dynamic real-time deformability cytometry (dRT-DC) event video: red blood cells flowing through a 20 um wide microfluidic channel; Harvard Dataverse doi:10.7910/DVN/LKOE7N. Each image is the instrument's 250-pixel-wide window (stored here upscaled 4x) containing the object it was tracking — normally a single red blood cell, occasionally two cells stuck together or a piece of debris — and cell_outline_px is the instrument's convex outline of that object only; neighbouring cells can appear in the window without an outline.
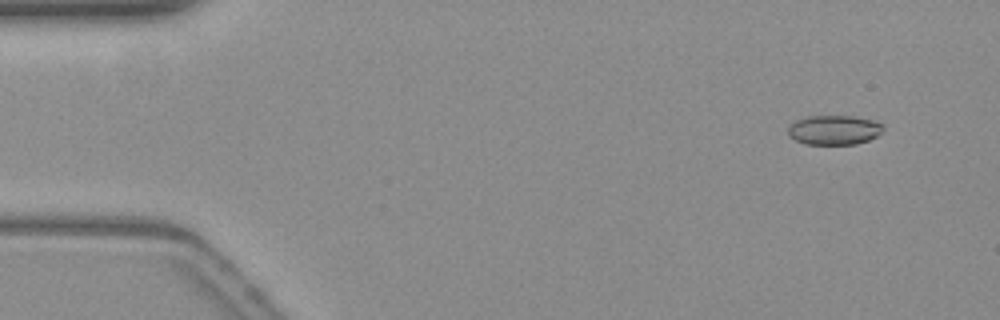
{"species": "common noctule bat (a hibernating species)", "species_latin": "Nyctalus noctula", "temperature_condition": "warm", "stored_images_in_passage": 19, "camera_frame_rate_fps": 3000, "um_per_image_px": 0.085, "animal": {"sex": "female", "body_mass_g": 19.3, "forearm_length_mm": 54.1}, "frame": {"image": 1, "passage_image": 1, "time_ms": 0.0, "image_size_px": [1000, 320], "cell_outline_px": [[884, 128], [876, 136], [868, 140], [856, 144], [808, 144], [796, 140], [788, 132], [788, 128], [796, 120], [808, 116], [852, 116], [872, 120], [880, 124]], "centroid_in_image_um": [70.9, 11.04], "position_along_channel_um": 14.1, "area_um2": 16.01}}
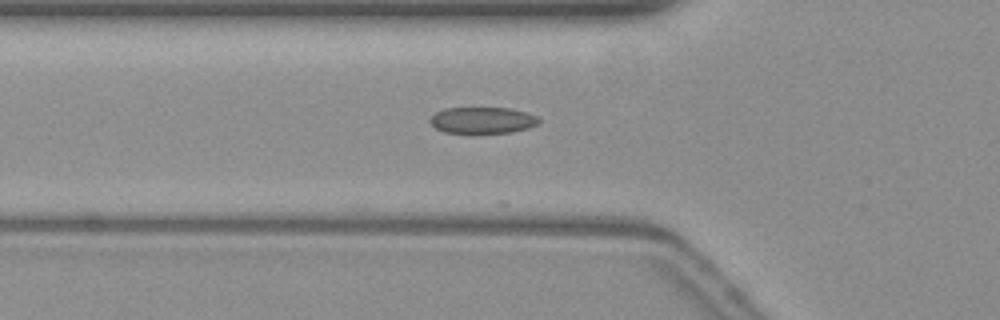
{"frame": {"image": 2, "passage_image": 15, "time_ms": 4.667, "image_size_px": [1000, 320], "cell_outline_px": [[540, 120], [536, 124], [528, 128], [512, 132], [472, 136], [444, 132], [436, 128], [428, 120], [436, 112], [444, 108], [508, 108], [524, 112], [536, 116]], "centroid_in_image_um": [40.95, 10.27], "position_along_channel_um": 84.8, "area_um2": 17.34}}
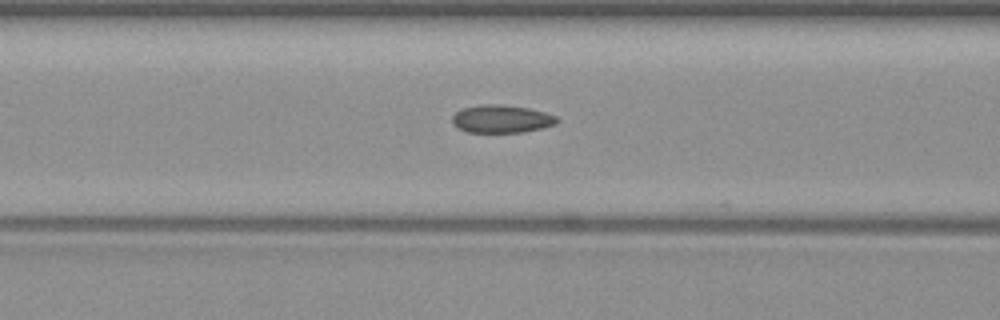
{"frame": {"image": 3, "passage_image": 18, "time_ms": 5.667, "image_size_px": [1000, 320], "cell_outline_px": [[560, 120], [556, 124], [544, 128], [520, 132], [468, 132], [456, 128], [452, 124], [452, 116], [456, 112], [464, 108], [480, 104], [500, 104], [528, 108], [544, 112], [556, 116]], "centroid_in_image_um": [42.62, 10.11], "position_along_channel_um": 124.0, "area_um2": 17.11}}